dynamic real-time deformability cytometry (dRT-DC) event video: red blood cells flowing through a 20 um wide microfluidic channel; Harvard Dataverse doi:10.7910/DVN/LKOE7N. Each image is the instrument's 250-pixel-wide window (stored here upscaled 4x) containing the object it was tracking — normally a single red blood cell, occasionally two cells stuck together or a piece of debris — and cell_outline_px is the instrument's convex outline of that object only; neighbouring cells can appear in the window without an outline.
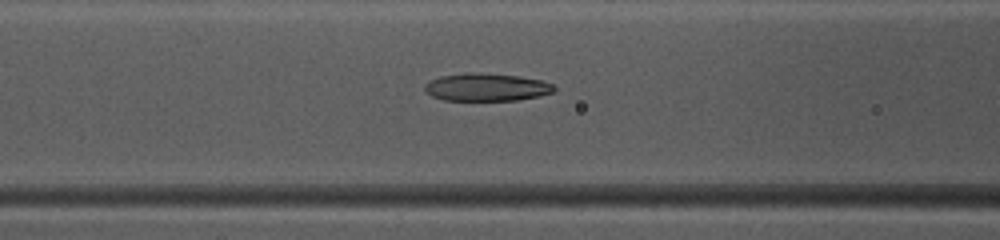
{"species": "common noctule bat (a hibernating species)", "species_latin": "Nyctalus noctula", "temperature_condition": "warm", "stored_images_in_passage": 50, "camera_frame_rate_fps": 3000, "um_per_image_px": 0.085, "animal": {"sex": "female", "body_mass_g": 10.0, "forearm_length_mm": 53.1}, "frame": {"image": 1, "passage_image": 21, "time_ms": 6.667, "image_size_px": [1000, 240], "cell_outline_px": [[556, 88], [552, 92], [540, 96], [516, 100], [444, 100], [432, 96], [424, 92], [424, 84], [440, 76], [464, 72], [476, 72], [520, 76], [540, 80], [552, 84]], "centroid_in_image_um": [41.32, 7.4], "position_along_channel_um": 125.3, "area_um2": 20.98}}
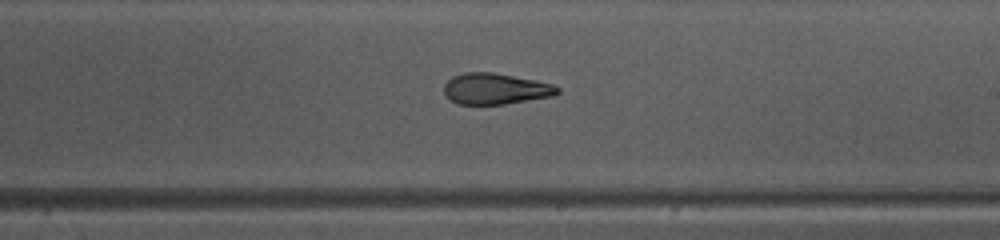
{"frame": {"image": 2, "passage_image": 30, "time_ms": 9.667, "image_size_px": [1000, 240], "cell_outline_px": [[560, 92], [552, 96], [504, 104], [456, 104], [444, 92], [444, 84], [452, 76], [464, 72], [492, 72], [552, 84], [560, 88]], "centroid_in_image_um": [42.09, 7.54], "position_along_channel_um": 246.9, "area_um2": 20.29}}
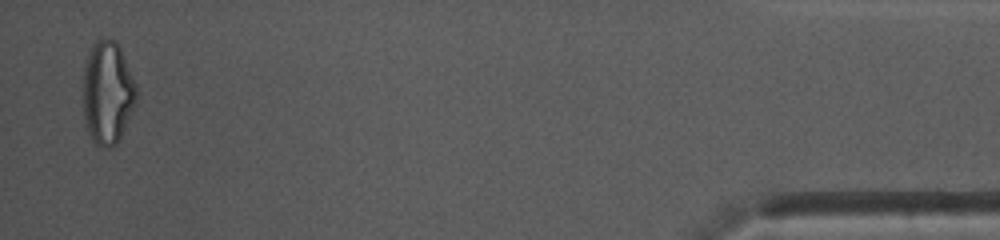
{"frame": {"image": 3, "passage_image": 49, "time_ms": 16.0, "image_size_px": [1000, 240], "cell_outline_px": [[136, 104], [116, 144], [112, 148], [104, 148], [96, 144], [92, 140], [84, 124], [84, 60], [92, 44], [96, 40], [104, 36], [116, 40], [120, 44], [136, 84]], "centroid_in_image_um": [9.14, 7.82], "position_along_channel_um": 426.1, "area_um2": 32.54}, "authors_computed_cell_mechanics": {"area_um2": 21.8773, "velocity_mm_per_s": 4.0534, "shape_relaxation_time_tau1_ms": 5.3579, "shape_relaxation_time_tau2_ms": 2.5274, "deformation_change_tau1": 0.2171, "deformation_change_tau2": 0.1134}}